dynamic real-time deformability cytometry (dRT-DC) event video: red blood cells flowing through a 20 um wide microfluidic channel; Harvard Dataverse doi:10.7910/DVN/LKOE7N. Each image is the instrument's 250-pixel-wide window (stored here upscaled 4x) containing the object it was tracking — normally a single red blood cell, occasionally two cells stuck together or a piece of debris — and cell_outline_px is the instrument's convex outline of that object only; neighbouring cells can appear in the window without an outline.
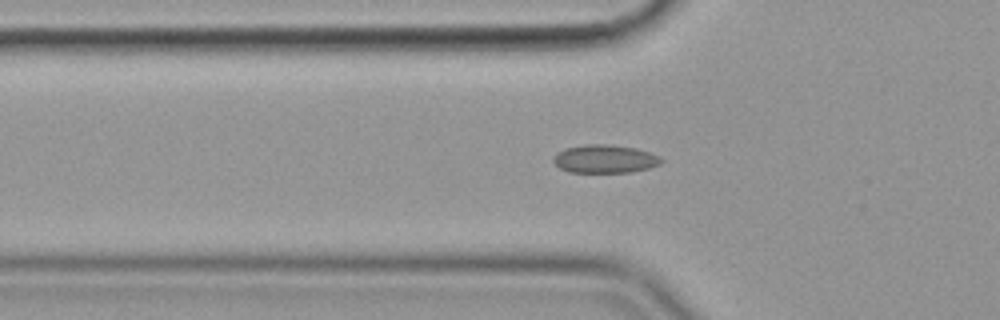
{"species": "common noctule bat (a hibernating species)", "species_latin": "Nyctalus noctula", "temperature_condition": "cold", "stored_images_in_passage": 56, "camera_frame_rate_fps": 3000, "um_per_image_px": 0.085, "animal": {"sex": "female", "body_mass_g": 19.9}, "frame": {"image": 1, "passage_image": 18, "time_ms": 5.667, "image_size_px": [1000, 320], "cell_outline_px": [[664, 160], [660, 164], [648, 168], [632, 172], [568, 172], [560, 168], [552, 160], [556, 152], [564, 148], [584, 144], [612, 144], [636, 148], [660, 156]], "centroid_in_image_um": [51.4, 13.49], "position_along_channel_um": 74.4, "area_um2": 17.92}}
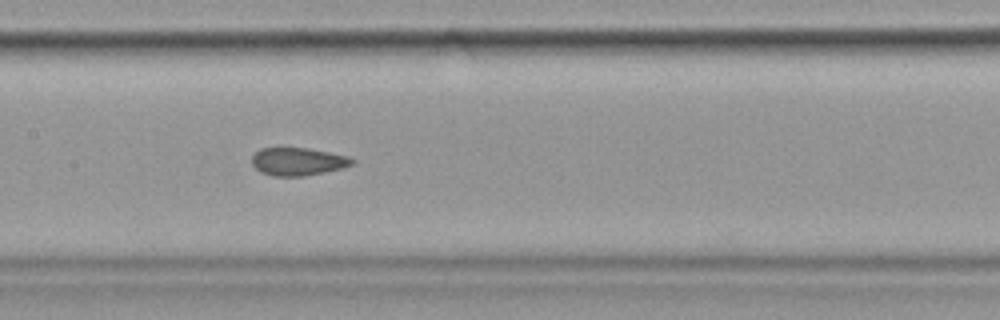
{"frame": {"image": 2, "passage_image": 27, "time_ms": 8.667, "image_size_px": [1000, 320], "cell_outline_px": [[356, 164], [344, 168], [304, 176], [272, 176], [260, 172], [252, 164], [252, 156], [260, 148], [308, 148], [348, 156], [356, 160]], "centroid_in_image_um": [25.36, 13.74], "position_along_channel_um": 182.0, "area_um2": 16.42}}
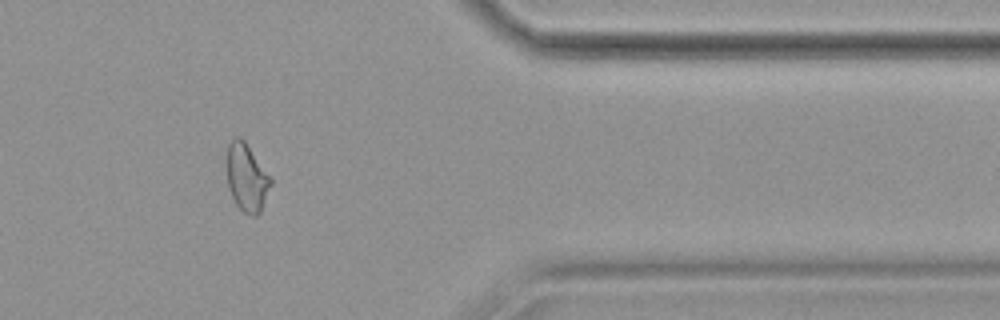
{"frame": {"image": 3, "passage_image": 46, "time_ms": 15.0, "image_size_px": [1000, 320], "cell_outline_px": [[272, 184], [260, 212], [256, 216], [252, 216], [244, 212], [236, 204], [232, 196], [228, 184], [228, 144], [236, 136], [240, 136], [244, 140], [272, 180]], "centroid_in_image_um": [20.98, 15.11], "position_along_channel_um": 390.4, "area_um2": 16.88}, "authors_computed_cell_mechanics": {"area_um2": 17.5712, "velocity_mm_per_s": 3.578, "shape_relaxation_time_tau1_ms": null, "shape_relaxation_time_tau2_ms": 1.8904, "deformation_change_tau1": null, "deformation_change_tau2": 0.0704}}